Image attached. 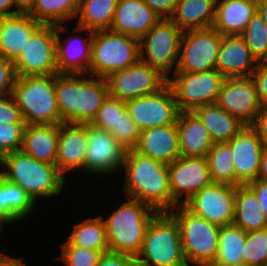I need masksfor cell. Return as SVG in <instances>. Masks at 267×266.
Instances as JSON below:
<instances>
[{
	"label": "cell",
	"mask_w": 267,
	"mask_h": 266,
	"mask_svg": "<svg viewBox=\"0 0 267 266\" xmlns=\"http://www.w3.org/2000/svg\"><path fill=\"white\" fill-rule=\"evenodd\" d=\"M243 266H266L267 264V228L247 232L243 247Z\"/></svg>",
	"instance_id": "cell-39"
},
{
	"label": "cell",
	"mask_w": 267,
	"mask_h": 266,
	"mask_svg": "<svg viewBox=\"0 0 267 266\" xmlns=\"http://www.w3.org/2000/svg\"><path fill=\"white\" fill-rule=\"evenodd\" d=\"M169 213L178 223L187 264L211 266L217 257L220 227L194 214L183 204H177Z\"/></svg>",
	"instance_id": "cell-7"
},
{
	"label": "cell",
	"mask_w": 267,
	"mask_h": 266,
	"mask_svg": "<svg viewBox=\"0 0 267 266\" xmlns=\"http://www.w3.org/2000/svg\"><path fill=\"white\" fill-rule=\"evenodd\" d=\"M118 0H80L77 25L93 31L110 29Z\"/></svg>",
	"instance_id": "cell-35"
},
{
	"label": "cell",
	"mask_w": 267,
	"mask_h": 266,
	"mask_svg": "<svg viewBox=\"0 0 267 266\" xmlns=\"http://www.w3.org/2000/svg\"><path fill=\"white\" fill-rule=\"evenodd\" d=\"M250 126L256 131L264 147H267V104H263Z\"/></svg>",
	"instance_id": "cell-49"
},
{
	"label": "cell",
	"mask_w": 267,
	"mask_h": 266,
	"mask_svg": "<svg viewBox=\"0 0 267 266\" xmlns=\"http://www.w3.org/2000/svg\"><path fill=\"white\" fill-rule=\"evenodd\" d=\"M256 12V0H217L212 27L221 35H240Z\"/></svg>",
	"instance_id": "cell-28"
},
{
	"label": "cell",
	"mask_w": 267,
	"mask_h": 266,
	"mask_svg": "<svg viewBox=\"0 0 267 266\" xmlns=\"http://www.w3.org/2000/svg\"><path fill=\"white\" fill-rule=\"evenodd\" d=\"M18 14H29L36 0H12Z\"/></svg>",
	"instance_id": "cell-51"
},
{
	"label": "cell",
	"mask_w": 267,
	"mask_h": 266,
	"mask_svg": "<svg viewBox=\"0 0 267 266\" xmlns=\"http://www.w3.org/2000/svg\"><path fill=\"white\" fill-rule=\"evenodd\" d=\"M217 0H178L170 18L182 31L211 28Z\"/></svg>",
	"instance_id": "cell-30"
},
{
	"label": "cell",
	"mask_w": 267,
	"mask_h": 266,
	"mask_svg": "<svg viewBox=\"0 0 267 266\" xmlns=\"http://www.w3.org/2000/svg\"><path fill=\"white\" fill-rule=\"evenodd\" d=\"M96 266H137L136 257L117 252H105Z\"/></svg>",
	"instance_id": "cell-47"
},
{
	"label": "cell",
	"mask_w": 267,
	"mask_h": 266,
	"mask_svg": "<svg viewBox=\"0 0 267 266\" xmlns=\"http://www.w3.org/2000/svg\"><path fill=\"white\" fill-rule=\"evenodd\" d=\"M260 103L267 104V60L259 61L251 75Z\"/></svg>",
	"instance_id": "cell-46"
},
{
	"label": "cell",
	"mask_w": 267,
	"mask_h": 266,
	"mask_svg": "<svg viewBox=\"0 0 267 266\" xmlns=\"http://www.w3.org/2000/svg\"><path fill=\"white\" fill-rule=\"evenodd\" d=\"M37 204L20 186L0 175V212L11 222L26 219Z\"/></svg>",
	"instance_id": "cell-32"
},
{
	"label": "cell",
	"mask_w": 267,
	"mask_h": 266,
	"mask_svg": "<svg viewBox=\"0 0 267 266\" xmlns=\"http://www.w3.org/2000/svg\"><path fill=\"white\" fill-rule=\"evenodd\" d=\"M247 232L234 224L220 226L217 257L211 266H243Z\"/></svg>",
	"instance_id": "cell-34"
},
{
	"label": "cell",
	"mask_w": 267,
	"mask_h": 266,
	"mask_svg": "<svg viewBox=\"0 0 267 266\" xmlns=\"http://www.w3.org/2000/svg\"><path fill=\"white\" fill-rule=\"evenodd\" d=\"M125 104L140 131L175 124L180 112L168 83L158 92L127 100Z\"/></svg>",
	"instance_id": "cell-14"
},
{
	"label": "cell",
	"mask_w": 267,
	"mask_h": 266,
	"mask_svg": "<svg viewBox=\"0 0 267 266\" xmlns=\"http://www.w3.org/2000/svg\"><path fill=\"white\" fill-rule=\"evenodd\" d=\"M84 172L104 176L120 172L127 150L106 130L88 124ZM106 174V175H105Z\"/></svg>",
	"instance_id": "cell-16"
},
{
	"label": "cell",
	"mask_w": 267,
	"mask_h": 266,
	"mask_svg": "<svg viewBox=\"0 0 267 266\" xmlns=\"http://www.w3.org/2000/svg\"><path fill=\"white\" fill-rule=\"evenodd\" d=\"M236 186L212 182L183 205L194 214L220 226L233 224Z\"/></svg>",
	"instance_id": "cell-15"
},
{
	"label": "cell",
	"mask_w": 267,
	"mask_h": 266,
	"mask_svg": "<svg viewBox=\"0 0 267 266\" xmlns=\"http://www.w3.org/2000/svg\"><path fill=\"white\" fill-rule=\"evenodd\" d=\"M109 95L123 101L158 92L168 83V78L158 69L139 60L106 77Z\"/></svg>",
	"instance_id": "cell-13"
},
{
	"label": "cell",
	"mask_w": 267,
	"mask_h": 266,
	"mask_svg": "<svg viewBox=\"0 0 267 266\" xmlns=\"http://www.w3.org/2000/svg\"><path fill=\"white\" fill-rule=\"evenodd\" d=\"M240 36L258 62L267 60V27L258 12L251 18Z\"/></svg>",
	"instance_id": "cell-38"
},
{
	"label": "cell",
	"mask_w": 267,
	"mask_h": 266,
	"mask_svg": "<svg viewBox=\"0 0 267 266\" xmlns=\"http://www.w3.org/2000/svg\"><path fill=\"white\" fill-rule=\"evenodd\" d=\"M54 75L18 76L12 96L25 124H61Z\"/></svg>",
	"instance_id": "cell-6"
},
{
	"label": "cell",
	"mask_w": 267,
	"mask_h": 266,
	"mask_svg": "<svg viewBox=\"0 0 267 266\" xmlns=\"http://www.w3.org/2000/svg\"><path fill=\"white\" fill-rule=\"evenodd\" d=\"M182 33L171 19H160L140 39V60L169 78L177 66Z\"/></svg>",
	"instance_id": "cell-9"
},
{
	"label": "cell",
	"mask_w": 267,
	"mask_h": 266,
	"mask_svg": "<svg viewBox=\"0 0 267 266\" xmlns=\"http://www.w3.org/2000/svg\"><path fill=\"white\" fill-rule=\"evenodd\" d=\"M258 179L267 181V147L262 152Z\"/></svg>",
	"instance_id": "cell-54"
},
{
	"label": "cell",
	"mask_w": 267,
	"mask_h": 266,
	"mask_svg": "<svg viewBox=\"0 0 267 266\" xmlns=\"http://www.w3.org/2000/svg\"><path fill=\"white\" fill-rule=\"evenodd\" d=\"M13 63L17 76L58 74L56 25L42 24Z\"/></svg>",
	"instance_id": "cell-12"
},
{
	"label": "cell",
	"mask_w": 267,
	"mask_h": 266,
	"mask_svg": "<svg viewBox=\"0 0 267 266\" xmlns=\"http://www.w3.org/2000/svg\"><path fill=\"white\" fill-rule=\"evenodd\" d=\"M161 19H170L178 0H143Z\"/></svg>",
	"instance_id": "cell-48"
},
{
	"label": "cell",
	"mask_w": 267,
	"mask_h": 266,
	"mask_svg": "<svg viewBox=\"0 0 267 266\" xmlns=\"http://www.w3.org/2000/svg\"><path fill=\"white\" fill-rule=\"evenodd\" d=\"M87 132L88 124H60L56 166L64 176L68 171L83 169L88 144Z\"/></svg>",
	"instance_id": "cell-22"
},
{
	"label": "cell",
	"mask_w": 267,
	"mask_h": 266,
	"mask_svg": "<svg viewBox=\"0 0 267 266\" xmlns=\"http://www.w3.org/2000/svg\"><path fill=\"white\" fill-rule=\"evenodd\" d=\"M61 246H77L101 251L102 253L108 252L109 246L103 217L99 215L95 218L82 220L79 224H74L72 233Z\"/></svg>",
	"instance_id": "cell-33"
},
{
	"label": "cell",
	"mask_w": 267,
	"mask_h": 266,
	"mask_svg": "<svg viewBox=\"0 0 267 266\" xmlns=\"http://www.w3.org/2000/svg\"><path fill=\"white\" fill-rule=\"evenodd\" d=\"M201 120L214 143L228 142L246 125L216 103H210L193 111Z\"/></svg>",
	"instance_id": "cell-29"
},
{
	"label": "cell",
	"mask_w": 267,
	"mask_h": 266,
	"mask_svg": "<svg viewBox=\"0 0 267 266\" xmlns=\"http://www.w3.org/2000/svg\"><path fill=\"white\" fill-rule=\"evenodd\" d=\"M14 9L15 8L12 0H0V17L18 15L17 11Z\"/></svg>",
	"instance_id": "cell-52"
},
{
	"label": "cell",
	"mask_w": 267,
	"mask_h": 266,
	"mask_svg": "<svg viewBox=\"0 0 267 266\" xmlns=\"http://www.w3.org/2000/svg\"><path fill=\"white\" fill-rule=\"evenodd\" d=\"M134 150L169 165L180 157L177 123L140 131Z\"/></svg>",
	"instance_id": "cell-23"
},
{
	"label": "cell",
	"mask_w": 267,
	"mask_h": 266,
	"mask_svg": "<svg viewBox=\"0 0 267 266\" xmlns=\"http://www.w3.org/2000/svg\"><path fill=\"white\" fill-rule=\"evenodd\" d=\"M160 19L143 0H118L109 30L140 40Z\"/></svg>",
	"instance_id": "cell-21"
},
{
	"label": "cell",
	"mask_w": 267,
	"mask_h": 266,
	"mask_svg": "<svg viewBox=\"0 0 267 266\" xmlns=\"http://www.w3.org/2000/svg\"><path fill=\"white\" fill-rule=\"evenodd\" d=\"M140 60V40L109 29L94 31L89 74L100 78Z\"/></svg>",
	"instance_id": "cell-8"
},
{
	"label": "cell",
	"mask_w": 267,
	"mask_h": 266,
	"mask_svg": "<svg viewBox=\"0 0 267 266\" xmlns=\"http://www.w3.org/2000/svg\"><path fill=\"white\" fill-rule=\"evenodd\" d=\"M258 65L240 35H222L216 70L227 77L251 76Z\"/></svg>",
	"instance_id": "cell-24"
},
{
	"label": "cell",
	"mask_w": 267,
	"mask_h": 266,
	"mask_svg": "<svg viewBox=\"0 0 267 266\" xmlns=\"http://www.w3.org/2000/svg\"><path fill=\"white\" fill-rule=\"evenodd\" d=\"M66 26L63 23L56 24V62L58 74H89L94 31L75 25L72 33H77V35L64 39L61 37V33L68 31V29H65L68 28ZM84 31H88V38L80 36L79 33Z\"/></svg>",
	"instance_id": "cell-17"
},
{
	"label": "cell",
	"mask_w": 267,
	"mask_h": 266,
	"mask_svg": "<svg viewBox=\"0 0 267 266\" xmlns=\"http://www.w3.org/2000/svg\"><path fill=\"white\" fill-rule=\"evenodd\" d=\"M25 125V123L0 122V158L21 149Z\"/></svg>",
	"instance_id": "cell-42"
},
{
	"label": "cell",
	"mask_w": 267,
	"mask_h": 266,
	"mask_svg": "<svg viewBox=\"0 0 267 266\" xmlns=\"http://www.w3.org/2000/svg\"><path fill=\"white\" fill-rule=\"evenodd\" d=\"M0 164V175L24 189L35 203L63 191L65 176L56 164L38 161L21 150L3 155Z\"/></svg>",
	"instance_id": "cell-3"
},
{
	"label": "cell",
	"mask_w": 267,
	"mask_h": 266,
	"mask_svg": "<svg viewBox=\"0 0 267 266\" xmlns=\"http://www.w3.org/2000/svg\"><path fill=\"white\" fill-rule=\"evenodd\" d=\"M257 12L261 15L264 20V24L267 27V0H256Z\"/></svg>",
	"instance_id": "cell-55"
},
{
	"label": "cell",
	"mask_w": 267,
	"mask_h": 266,
	"mask_svg": "<svg viewBox=\"0 0 267 266\" xmlns=\"http://www.w3.org/2000/svg\"><path fill=\"white\" fill-rule=\"evenodd\" d=\"M126 111L125 101L108 95L91 124L108 132L116 130L118 123Z\"/></svg>",
	"instance_id": "cell-40"
},
{
	"label": "cell",
	"mask_w": 267,
	"mask_h": 266,
	"mask_svg": "<svg viewBox=\"0 0 267 266\" xmlns=\"http://www.w3.org/2000/svg\"><path fill=\"white\" fill-rule=\"evenodd\" d=\"M61 249L62 253L58 258L66 266H96L103 254L101 251L77 246H62Z\"/></svg>",
	"instance_id": "cell-41"
},
{
	"label": "cell",
	"mask_w": 267,
	"mask_h": 266,
	"mask_svg": "<svg viewBox=\"0 0 267 266\" xmlns=\"http://www.w3.org/2000/svg\"><path fill=\"white\" fill-rule=\"evenodd\" d=\"M233 224L244 232L267 228V216L256 194L248 185L236 186Z\"/></svg>",
	"instance_id": "cell-31"
},
{
	"label": "cell",
	"mask_w": 267,
	"mask_h": 266,
	"mask_svg": "<svg viewBox=\"0 0 267 266\" xmlns=\"http://www.w3.org/2000/svg\"><path fill=\"white\" fill-rule=\"evenodd\" d=\"M123 170L126 197L144 202L158 212H169L177 205L172 199L166 164L132 149L126 152Z\"/></svg>",
	"instance_id": "cell-1"
},
{
	"label": "cell",
	"mask_w": 267,
	"mask_h": 266,
	"mask_svg": "<svg viewBox=\"0 0 267 266\" xmlns=\"http://www.w3.org/2000/svg\"><path fill=\"white\" fill-rule=\"evenodd\" d=\"M172 199L185 203L192 195L212 183L206 157H179L167 165ZM183 197V198H182Z\"/></svg>",
	"instance_id": "cell-18"
},
{
	"label": "cell",
	"mask_w": 267,
	"mask_h": 266,
	"mask_svg": "<svg viewBox=\"0 0 267 266\" xmlns=\"http://www.w3.org/2000/svg\"><path fill=\"white\" fill-rule=\"evenodd\" d=\"M126 150L134 149L139 141L140 130L126 111L116 130L109 132Z\"/></svg>",
	"instance_id": "cell-43"
},
{
	"label": "cell",
	"mask_w": 267,
	"mask_h": 266,
	"mask_svg": "<svg viewBox=\"0 0 267 266\" xmlns=\"http://www.w3.org/2000/svg\"><path fill=\"white\" fill-rule=\"evenodd\" d=\"M111 215L104 219L110 252L137 256L141 251L146 229L158 213L150 205L126 197Z\"/></svg>",
	"instance_id": "cell-4"
},
{
	"label": "cell",
	"mask_w": 267,
	"mask_h": 266,
	"mask_svg": "<svg viewBox=\"0 0 267 266\" xmlns=\"http://www.w3.org/2000/svg\"><path fill=\"white\" fill-rule=\"evenodd\" d=\"M227 143L233 154L237 186L247 185L258 179L264 146L256 131L250 125H246Z\"/></svg>",
	"instance_id": "cell-20"
},
{
	"label": "cell",
	"mask_w": 267,
	"mask_h": 266,
	"mask_svg": "<svg viewBox=\"0 0 267 266\" xmlns=\"http://www.w3.org/2000/svg\"><path fill=\"white\" fill-rule=\"evenodd\" d=\"M60 124H26L21 151L38 161L56 164Z\"/></svg>",
	"instance_id": "cell-27"
},
{
	"label": "cell",
	"mask_w": 267,
	"mask_h": 266,
	"mask_svg": "<svg viewBox=\"0 0 267 266\" xmlns=\"http://www.w3.org/2000/svg\"><path fill=\"white\" fill-rule=\"evenodd\" d=\"M11 225L12 223L0 212V236H1V231L4 228L2 225Z\"/></svg>",
	"instance_id": "cell-56"
},
{
	"label": "cell",
	"mask_w": 267,
	"mask_h": 266,
	"mask_svg": "<svg viewBox=\"0 0 267 266\" xmlns=\"http://www.w3.org/2000/svg\"><path fill=\"white\" fill-rule=\"evenodd\" d=\"M171 77L168 84L180 112H191L200 106L216 103L226 78L216 69L200 73L172 72Z\"/></svg>",
	"instance_id": "cell-10"
},
{
	"label": "cell",
	"mask_w": 267,
	"mask_h": 266,
	"mask_svg": "<svg viewBox=\"0 0 267 266\" xmlns=\"http://www.w3.org/2000/svg\"><path fill=\"white\" fill-rule=\"evenodd\" d=\"M212 182L237 186L233 154L227 142L214 143L206 156Z\"/></svg>",
	"instance_id": "cell-37"
},
{
	"label": "cell",
	"mask_w": 267,
	"mask_h": 266,
	"mask_svg": "<svg viewBox=\"0 0 267 266\" xmlns=\"http://www.w3.org/2000/svg\"><path fill=\"white\" fill-rule=\"evenodd\" d=\"M55 94L62 122L91 124L109 95V87L106 78L57 74Z\"/></svg>",
	"instance_id": "cell-2"
},
{
	"label": "cell",
	"mask_w": 267,
	"mask_h": 266,
	"mask_svg": "<svg viewBox=\"0 0 267 266\" xmlns=\"http://www.w3.org/2000/svg\"><path fill=\"white\" fill-rule=\"evenodd\" d=\"M176 123L180 156L206 157L214 142L197 115L193 111L179 112Z\"/></svg>",
	"instance_id": "cell-26"
},
{
	"label": "cell",
	"mask_w": 267,
	"mask_h": 266,
	"mask_svg": "<svg viewBox=\"0 0 267 266\" xmlns=\"http://www.w3.org/2000/svg\"><path fill=\"white\" fill-rule=\"evenodd\" d=\"M136 261L137 266H189L178 223L169 212H158L152 218Z\"/></svg>",
	"instance_id": "cell-5"
},
{
	"label": "cell",
	"mask_w": 267,
	"mask_h": 266,
	"mask_svg": "<svg viewBox=\"0 0 267 266\" xmlns=\"http://www.w3.org/2000/svg\"><path fill=\"white\" fill-rule=\"evenodd\" d=\"M22 260V258H14L13 256L10 257L7 254L0 253V266H26V261L22 262Z\"/></svg>",
	"instance_id": "cell-53"
},
{
	"label": "cell",
	"mask_w": 267,
	"mask_h": 266,
	"mask_svg": "<svg viewBox=\"0 0 267 266\" xmlns=\"http://www.w3.org/2000/svg\"><path fill=\"white\" fill-rule=\"evenodd\" d=\"M216 104L245 125H250L255 120L262 106L251 76L225 78Z\"/></svg>",
	"instance_id": "cell-19"
},
{
	"label": "cell",
	"mask_w": 267,
	"mask_h": 266,
	"mask_svg": "<svg viewBox=\"0 0 267 266\" xmlns=\"http://www.w3.org/2000/svg\"><path fill=\"white\" fill-rule=\"evenodd\" d=\"M80 0H36L29 13L42 24H60L76 18Z\"/></svg>",
	"instance_id": "cell-36"
},
{
	"label": "cell",
	"mask_w": 267,
	"mask_h": 266,
	"mask_svg": "<svg viewBox=\"0 0 267 266\" xmlns=\"http://www.w3.org/2000/svg\"><path fill=\"white\" fill-rule=\"evenodd\" d=\"M0 122L25 123L12 94L0 97Z\"/></svg>",
	"instance_id": "cell-45"
},
{
	"label": "cell",
	"mask_w": 267,
	"mask_h": 266,
	"mask_svg": "<svg viewBox=\"0 0 267 266\" xmlns=\"http://www.w3.org/2000/svg\"><path fill=\"white\" fill-rule=\"evenodd\" d=\"M222 35L213 27L182 33L175 72L200 73L216 69Z\"/></svg>",
	"instance_id": "cell-11"
},
{
	"label": "cell",
	"mask_w": 267,
	"mask_h": 266,
	"mask_svg": "<svg viewBox=\"0 0 267 266\" xmlns=\"http://www.w3.org/2000/svg\"><path fill=\"white\" fill-rule=\"evenodd\" d=\"M41 25L29 14L0 17V57L14 61Z\"/></svg>",
	"instance_id": "cell-25"
},
{
	"label": "cell",
	"mask_w": 267,
	"mask_h": 266,
	"mask_svg": "<svg viewBox=\"0 0 267 266\" xmlns=\"http://www.w3.org/2000/svg\"><path fill=\"white\" fill-rule=\"evenodd\" d=\"M256 194L262 210L267 216V181L256 179L247 184Z\"/></svg>",
	"instance_id": "cell-50"
},
{
	"label": "cell",
	"mask_w": 267,
	"mask_h": 266,
	"mask_svg": "<svg viewBox=\"0 0 267 266\" xmlns=\"http://www.w3.org/2000/svg\"><path fill=\"white\" fill-rule=\"evenodd\" d=\"M17 77L13 61L0 57V97L12 94Z\"/></svg>",
	"instance_id": "cell-44"
}]
</instances>
